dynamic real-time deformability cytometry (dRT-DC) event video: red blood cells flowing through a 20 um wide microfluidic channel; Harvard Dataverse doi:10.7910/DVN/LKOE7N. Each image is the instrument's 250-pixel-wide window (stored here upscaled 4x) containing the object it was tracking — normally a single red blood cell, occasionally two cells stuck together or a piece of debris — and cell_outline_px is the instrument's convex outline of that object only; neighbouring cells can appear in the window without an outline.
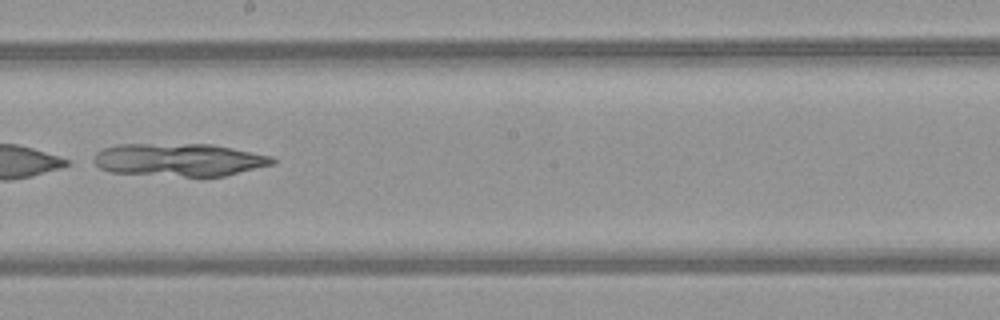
{"species": "common noctule bat (a hibernating species)", "species_latin": "Nyctalus noctula", "temperature_condition": "warm", "stored_images_in_passage": 50, "camera_frame_rate_fps": 3000, "um_per_image_px": 0.085, "animal": {"sex": "female", "body_mass_g": 21.9}, "frame": {"image": 1, "passage_image": 29, "time_ms": 9.333, "image_size_px": [1000, 320], "cell_outline_px": [[276, 164], [224, 176], [184, 176], [108, 172], [100, 168], [88, 160], [96, 152], [104, 148], [120, 144], [212, 144], [272, 156], [276, 160]], "centroid_in_image_um": [15.2, 13.58], "position_along_channel_um": 233.0, "area_um2": 34.45}}